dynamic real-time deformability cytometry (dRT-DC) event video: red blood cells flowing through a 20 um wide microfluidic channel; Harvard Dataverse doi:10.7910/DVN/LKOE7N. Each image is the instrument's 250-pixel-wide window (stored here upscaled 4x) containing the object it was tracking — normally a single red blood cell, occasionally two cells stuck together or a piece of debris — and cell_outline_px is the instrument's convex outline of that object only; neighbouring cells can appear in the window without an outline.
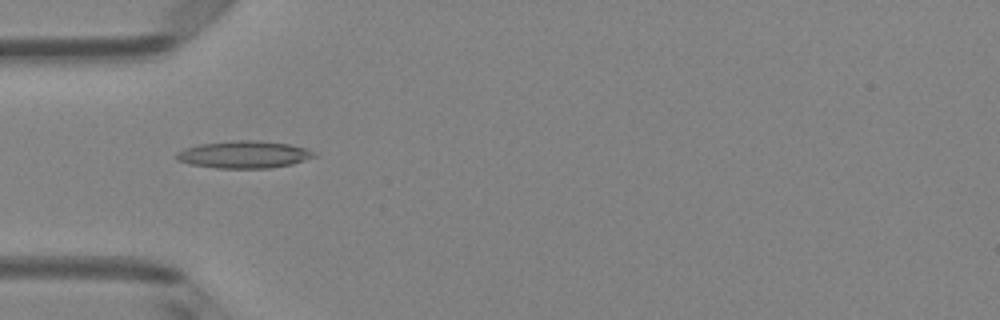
{"species": "Egyptian fruit bat (a non-hibernating species)", "species_latin": "Rousettus aegyptiacus", "temperature_condition": "room temperature", "stored_images_in_passage": 36, "camera_frame_rate_fps": 3000, "um_per_image_px": 0.085, "animal": {"sex": "female"}, "frame": {"image": 1, "passage_image": 2, "time_ms": 0.333, "image_size_px": [1000, 320], "cell_outline_px": [[316, 156], [292, 164], [268, 168], [216, 168], [192, 164], [176, 160], [176, 152], [184, 148], [200, 144], [240, 140], [256, 140], [288, 144], [308, 148], [316, 152]], "centroid_in_image_um": [20.75, 13.13], "position_along_channel_um": 64.2, "area_um2": 21.79}}
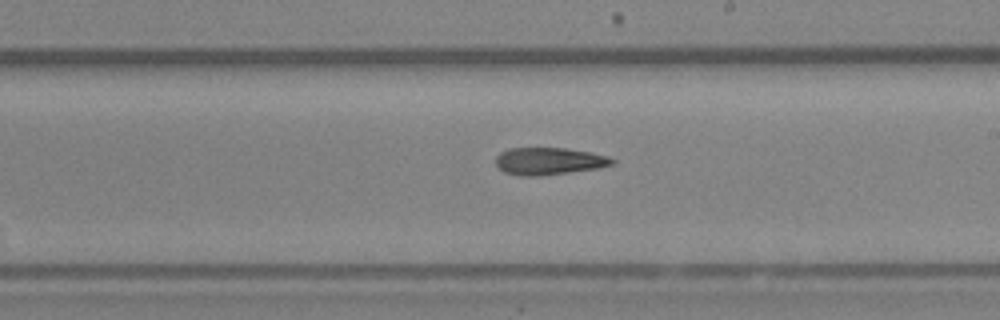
{"frame": {"image": 2, "passage_image": 15, "time_ms": 4.667, "image_size_px": [1000, 320], "cell_outline_px": [[616, 164], [600, 168], [536, 176], [520, 176], [504, 172], [496, 164], [496, 156], [500, 152], [508, 148], [564, 148], [588, 152], [608, 156], [616, 160]], "centroid_in_image_um": [46.67, 13.69], "position_along_channel_um": 242.3, "area_um2": 18.5}}
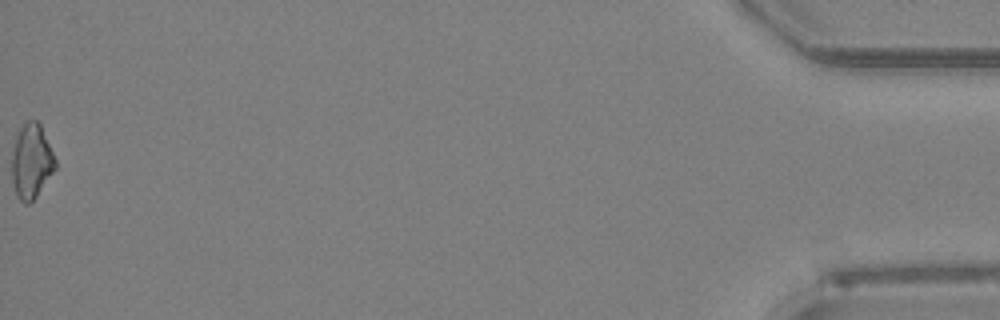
{"frame": {"image": 3, "passage_image": 36, "time_ms": 11.667, "image_size_px": [1000, 320], "cell_outline_px": [[56, 168], [36, 196], [28, 204], [24, 204], [16, 196], [12, 180], [12, 152], [16, 136], [20, 128], [28, 120], [36, 120], [40, 124], [56, 160]], "centroid_in_image_um": [2.66, 13.72], "position_along_channel_um": 432.5, "area_um2": 18.73}}